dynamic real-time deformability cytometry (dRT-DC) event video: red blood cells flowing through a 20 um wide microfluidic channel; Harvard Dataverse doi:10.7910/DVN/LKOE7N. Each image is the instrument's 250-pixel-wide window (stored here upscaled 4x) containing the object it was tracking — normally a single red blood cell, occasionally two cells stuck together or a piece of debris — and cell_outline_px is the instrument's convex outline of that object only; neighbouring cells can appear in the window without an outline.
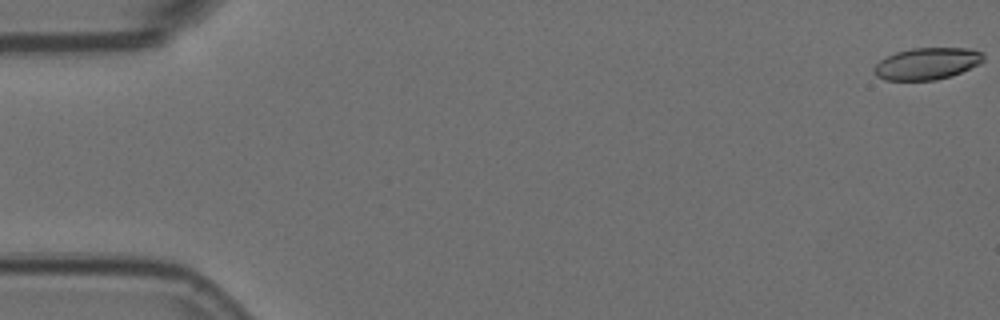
{"species": "Egyptian fruit bat (a non-hibernating species)", "species_latin": "Rousettus aegyptiacus", "temperature_condition": "room temperature", "stored_images_in_passage": 7, "camera_frame_rate_fps": 3000, "um_per_image_px": 0.085, "animal": {"sex": "female"}, "frame": {"image": 1, "passage_image": 1, "time_ms": 0.0, "image_size_px": [1000, 320], "cell_outline_px": [[984, 60], [980, 64], [952, 76], [936, 80], [884, 80], [876, 76], [872, 72], [872, 68], [880, 60], [896, 52], [912, 48], [972, 48], [980, 52], [984, 56]], "centroid_in_image_um": [78.79, 5.41], "position_along_channel_um": 6.2, "area_um2": 20.46}}
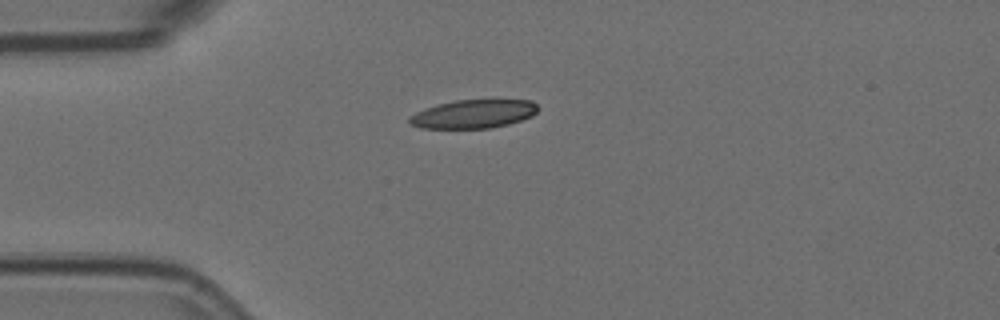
{"frame": {"image": 2, "passage_image": 5, "time_ms": 1.333, "image_size_px": [1000, 320], "cell_outline_px": [[536, 112], [532, 116], [508, 124], [488, 128], [420, 128], [408, 124], [408, 116], [424, 108], [456, 100], [532, 100], [536, 104]], "centroid_in_image_um": [40.19, 9.69], "position_along_channel_um": 44.8, "area_um2": 21.27}}